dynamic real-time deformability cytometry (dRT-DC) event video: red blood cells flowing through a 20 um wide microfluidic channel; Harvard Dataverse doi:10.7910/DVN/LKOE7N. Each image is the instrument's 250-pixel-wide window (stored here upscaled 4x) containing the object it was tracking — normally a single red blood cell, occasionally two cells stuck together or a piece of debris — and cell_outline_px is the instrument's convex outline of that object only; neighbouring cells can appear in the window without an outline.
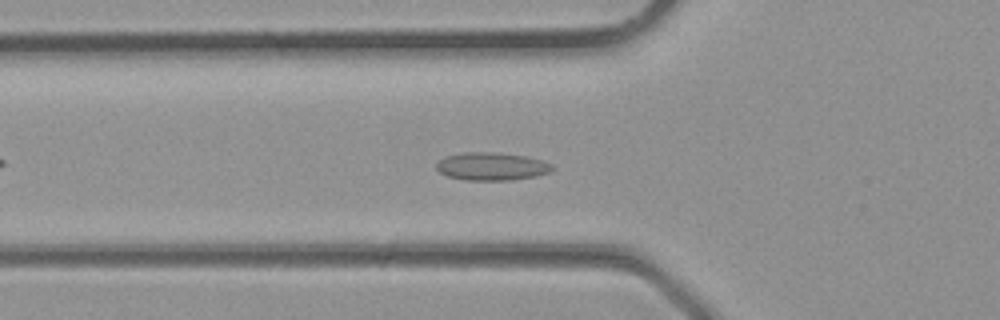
{"species": "common noctule bat (a hibernating species)", "species_latin": "Nyctalus noctula", "temperature_condition": "room temperature", "stored_images_in_passage": 24, "camera_frame_rate_fps": 3000, "um_per_image_px": 0.085, "animal": {"sex": "male", "body_mass_g": 23.1, "forearm_length_mm": 52.7}, "frame": {"image": 1, "passage_image": 2, "time_ms": 0.333, "image_size_px": [1000, 320], "cell_outline_px": [[552, 172], [536, 176], [508, 180], [464, 180], [448, 176], [440, 172], [436, 168], [436, 164], [444, 156], [464, 152], [492, 152], [524, 156], [540, 160], [552, 164]], "centroid_in_image_um": [41.77, 14.14], "position_along_channel_um": 84.0, "area_um2": 18.73}}
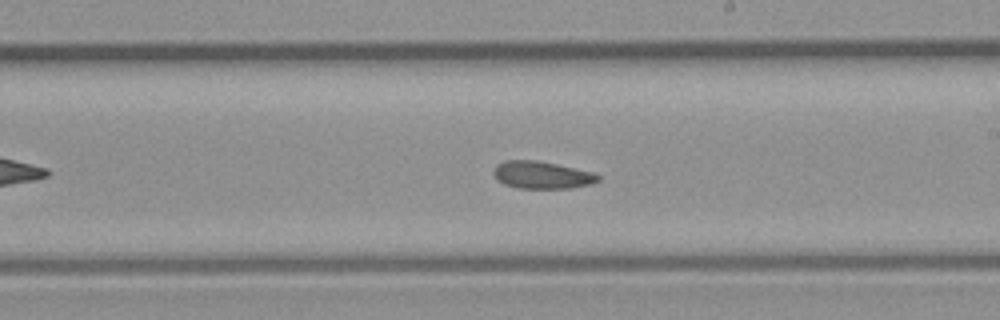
{"frame": {"image": 2, "passage_image": 10, "time_ms": 3.0, "image_size_px": [1000, 320], "cell_outline_px": [[600, 180], [588, 184], [572, 188], [516, 188], [504, 184], [492, 172], [496, 164], [504, 160], [536, 160], [556, 164], [592, 172], [600, 176]], "centroid_in_image_um": [46.03, 14.87], "position_along_channel_um": 243.0, "area_um2": 16.53}}
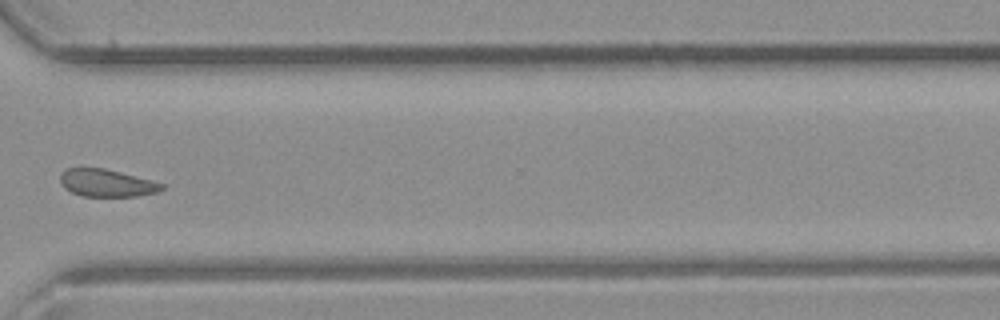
{"frame": {"image": 3, "passage_image": 16, "time_ms": 5.0, "image_size_px": [1000, 320], "cell_outline_px": [[164, 188], [156, 192], [136, 196], [84, 196], [72, 192], [64, 188], [60, 184], [60, 176], [64, 168], [104, 168], [152, 180], [164, 184]], "centroid_in_image_um": [9.04, 15.55], "position_along_channel_um": 361.6, "area_um2": 16.18}}